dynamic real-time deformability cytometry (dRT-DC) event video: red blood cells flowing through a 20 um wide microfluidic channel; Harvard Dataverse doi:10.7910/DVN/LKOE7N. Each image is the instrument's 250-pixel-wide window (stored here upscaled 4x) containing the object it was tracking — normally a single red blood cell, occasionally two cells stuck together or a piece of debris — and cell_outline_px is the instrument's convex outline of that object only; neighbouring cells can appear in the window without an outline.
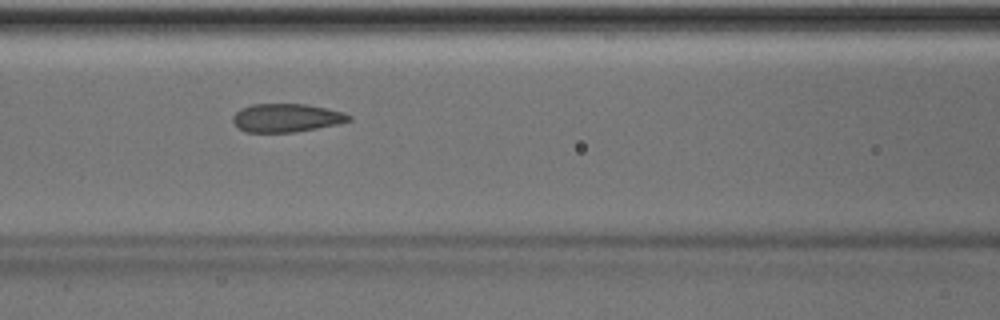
{"species": "Egyptian fruit bat (a non-hibernating species)", "species_latin": "Rousettus aegyptiacus", "temperature_condition": "room temperature", "stored_images_in_passage": 50, "camera_frame_rate_fps": 3000, "um_per_image_px": 0.085, "animal": {"sex": "male"}, "frame": {"image": 1, "passage_image": 22, "time_ms": 7.0, "image_size_px": [1000, 320], "cell_outline_px": [[352, 120], [336, 124], [296, 132], [244, 132], [232, 120], [232, 116], [240, 108], [252, 104], [304, 104], [344, 112], [352, 116]], "centroid_in_image_um": [24.33, 10.01], "position_along_channel_um": 142.3, "area_um2": 19.07}}
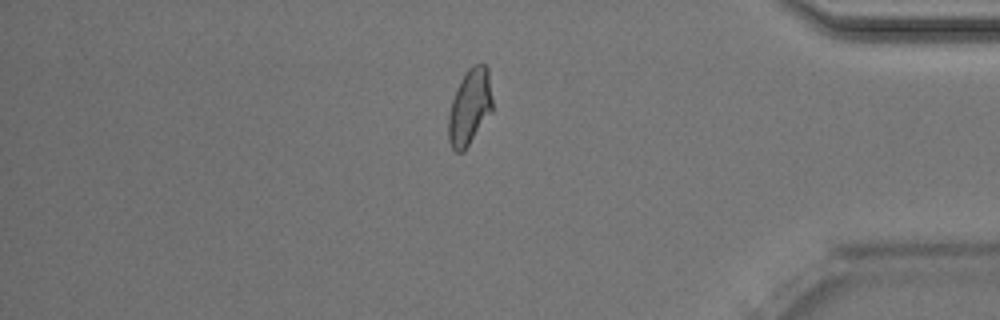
{"frame": {"image": 2, "passage_image": 43, "time_ms": 14.0, "image_size_px": [1000, 320], "cell_outline_px": [[492, 112], [464, 152], [456, 152], [452, 148], [448, 140], [448, 116], [452, 100], [456, 88], [460, 80], [468, 68], [472, 64], [480, 60], [488, 68], [492, 100]], "centroid_in_image_um": [39.92, 9.07], "position_along_channel_um": 395.3, "area_um2": 19.83}, "authors_computed_cell_mechanics": {"area_um2": 19.7676, "velocity_mm_per_s": 4.0224, "shape_relaxation_time_tau1_ms": 7.3309, "shape_relaxation_time_tau2_ms": 1.1514, "deformation_change_tau1": 0.1819, "deformation_change_tau2": 0.0597}}